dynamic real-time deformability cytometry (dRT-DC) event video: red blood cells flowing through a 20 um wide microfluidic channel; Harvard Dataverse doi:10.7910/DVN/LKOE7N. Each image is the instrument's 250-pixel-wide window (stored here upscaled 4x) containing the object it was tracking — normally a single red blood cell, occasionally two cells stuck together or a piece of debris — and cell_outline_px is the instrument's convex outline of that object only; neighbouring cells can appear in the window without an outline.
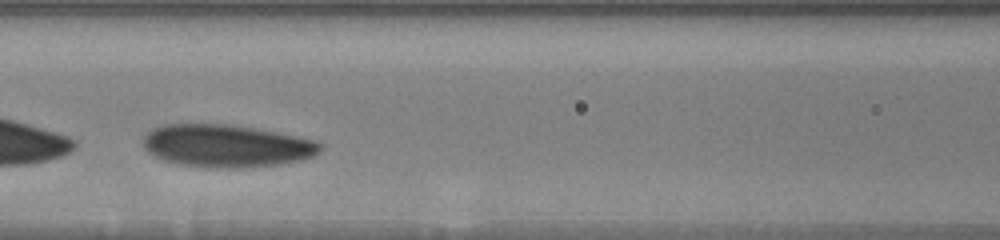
{"species": "human", "species_latin": "Homo sapiens", "temperature_condition": "warm", "stored_images_in_passage": 34, "camera_frame_rate_fps": 3000, "um_per_image_px": 0.085, "donor": {"sex": "male"}, "frame": {"image": 1, "passage_image": 10, "time_ms": 3.0, "image_size_px": [1000, 240], "cell_outline_px": [[320, 152], [312, 156], [300, 160], [280, 164], [252, 168], [208, 168], [176, 164], [164, 160], [148, 152], [144, 148], [144, 136], [152, 128], [164, 124], [232, 124], [256, 128], [316, 140], [320, 144]], "centroid_in_image_um": [19.24, 12.4], "position_along_channel_um": 147.4, "area_um2": 44.27}}
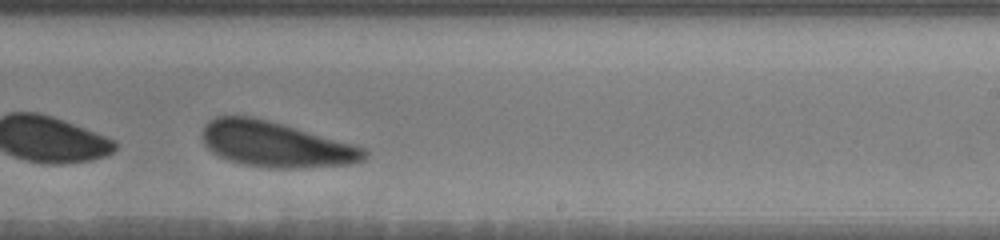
{"frame": {"image": 2, "passage_image": 20, "time_ms": 6.333, "image_size_px": [1000, 240], "cell_outline_px": [[368, 156], [364, 160], [352, 164], [300, 168], [268, 168], [244, 164], [228, 160], [212, 152], [204, 144], [204, 124], [208, 120], [216, 116], [252, 116], [268, 120], [352, 144], [364, 148], [368, 152]], "centroid_in_image_um": [23.43, 12.28], "position_along_channel_um": 265.6, "area_um2": 42.66}}
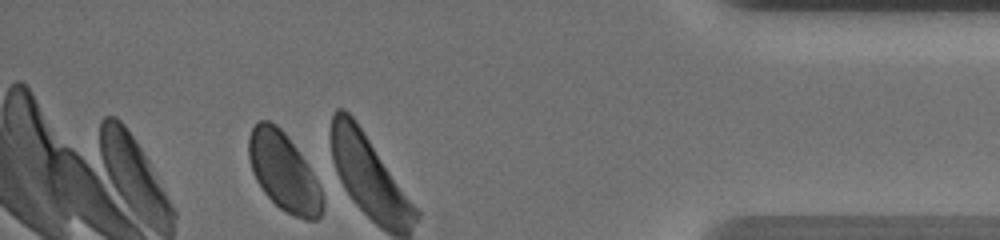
{"frame": {"image": 3, "passage_image": 34, "time_ms": 11.0, "image_size_px": [1000, 240], "cell_outline_px": [[324, 208], [320, 216], [316, 220], [304, 220], [292, 216], [280, 208], [264, 192], [256, 180], [252, 172], [248, 156], [248, 136], [252, 128], [260, 120], [268, 120], [276, 124], [284, 132], [296, 148], [312, 172], [320, 188], [324, 200]], "centroid_in_image_um": [24.11, 14.64], "position_along_channel_um": 411.1, "area_um2": 33.47}, "authors_computed_cell_mechanics": {"area_um2": 43.7257, "velocity_mm_per_s": 3.5542, "shape_relaxation_time_tau1_ms": 1.9124, "shape_relaxation_time_tau2_ms": 5.7065, "deformation_change_tau1": 0.0942, "deformation_change_tau2": 0.1585}}